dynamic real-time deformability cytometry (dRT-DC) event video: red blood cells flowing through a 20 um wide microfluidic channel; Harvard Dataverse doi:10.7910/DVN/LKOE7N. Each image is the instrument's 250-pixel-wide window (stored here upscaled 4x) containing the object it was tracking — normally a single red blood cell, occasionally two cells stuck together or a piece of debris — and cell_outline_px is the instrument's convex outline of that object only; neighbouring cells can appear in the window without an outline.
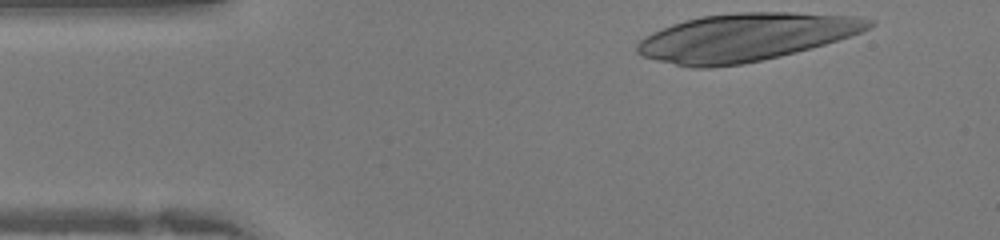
{"species": "human", "species_latin": "Homo sapiens", "temperature_condition": "warm", "stored_images_in_passage": 29, "camera_frame_rate_fps": 3000, "um_per_image_px": 0.085, "donor": {"sex": "female"}, "frame": {"image": 1, "passage_image": 1, "time_ms": 0.0, "image_size_px": [1000, 240], "cell_outline_px": [[876, 24], [872, 28], [824, 44], [796, 52], [780, 56], [740, 64], [712, 68], [692, 68], [656, 60], [644, 56], [636, 52], [636, 44], [640, 40], [652, 32], [672, 24], [684, 20], [700, 16], [736, 12], [792, 12], [856, 16], [876, 20]], "centroid_in_image_um": [63.38, 3.16], "position_along_channel_um": 21.6, "area_um2": 64.56}}
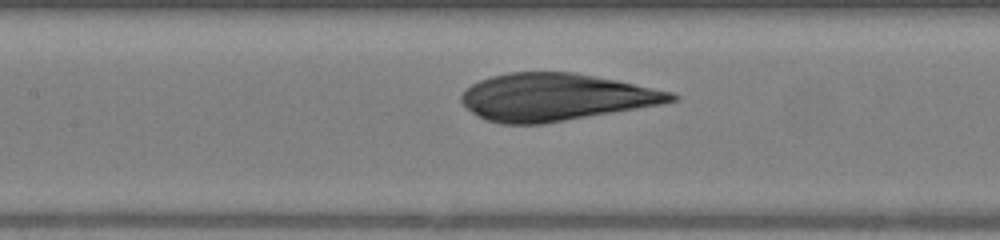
{"frame": {"image": 2, "passage_image": 14, "time_ms": 4.333, "image_size_px": [1000, 240], "cell_outline_px": [[680, 96], [676, 100], [664, 104], [544, 124], [500, 124], [488, 120], [472, 112], [460, 100], [460, 96], [464, 88], [480, 80], [492, 76], [508, 72], [572, 72], [616, 80], [672, 92]], "centroid_in_image_um": [47.22, 8.26], "position_along_channel_um": 160.2, "area_um2": 57.74}}
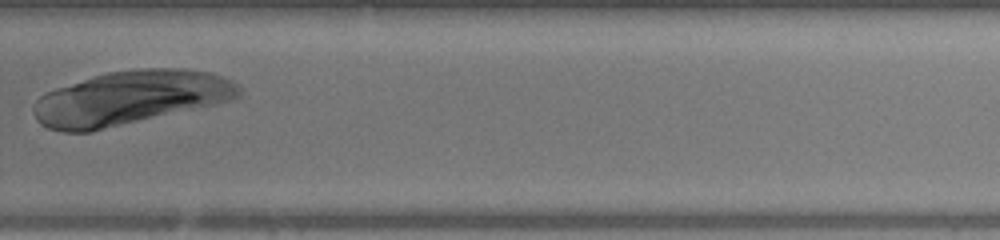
{"frame": {"image": 3, "passage_image": 24, "time_ms": 7.667, "image_size_px": [1000, 240], "cell_outline_px": [[240, 96], [232, 100], [216, 104], [92, 132], [64, 132], [48, 128], [40, 124], [36, 120], [32, 112], [32, 108], [36, 100], [40, 96], [56, 88], [92, 76], [108, 72], [136, 68], [184, 68], [208, 72], [232, 80], [240, 88]], "centroid_in_image_um": [11.05, 8.33], "position_along_channel_um": 318.8, "area_um2": 64.79}}